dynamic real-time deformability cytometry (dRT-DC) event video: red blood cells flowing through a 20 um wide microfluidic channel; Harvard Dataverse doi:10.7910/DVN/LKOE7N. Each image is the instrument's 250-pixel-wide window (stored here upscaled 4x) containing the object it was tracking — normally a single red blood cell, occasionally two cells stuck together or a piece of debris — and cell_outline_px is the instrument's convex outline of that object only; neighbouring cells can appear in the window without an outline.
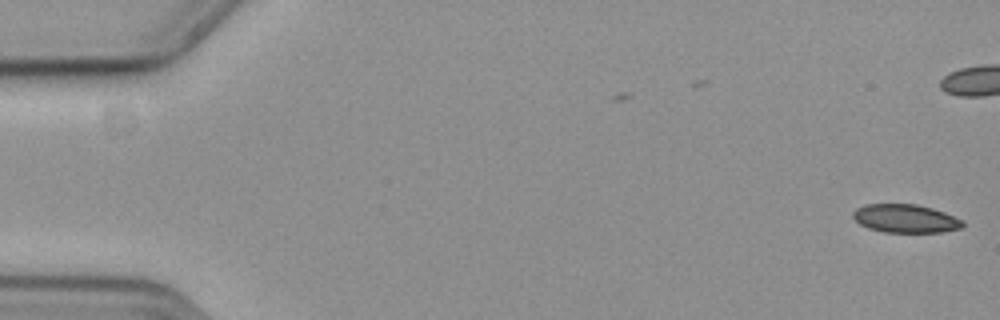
{"species": "common noctule bat (a hibernating species)", "species_latin": "Nyctalus noctula", "temperature_condition": "cold", "stored_images_in_passage": 46, "camera_frame_rate_fps": 3000, "um_per_image_px": 0.085, "animal": {"sex": "female", "body_mass_g": 19.3, "forearm_length_mm": 54.1}, "frame": {"image": 1, "passage_image": 1, "time_ms": 0.0, "image_size_px": [1000, 320], "cell_outline_px": [[964, 228], [940, 232], [884, 232], [868, 228], [860, 224], [852, 216], [852, 212], [856, 208], [864, 204], [916, 204], [932, 208], [944, 212], [964, 220]], "centroid_in_image_um": [76.98, 18.57], "position_along_channel_um": 8.0, "area_um2": 18.26}}
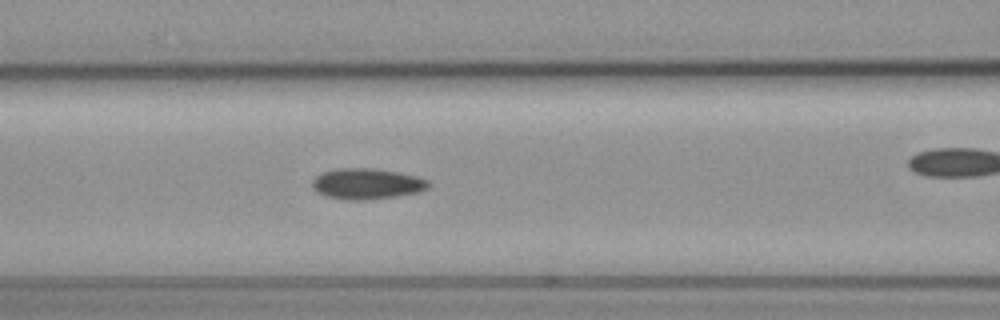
{"frame": {"image": 2, "passage_image": 24, "time_ms": 7.667, "image_size_px": [1000, 320], "cell_outline_px": [[428, 188], [420, 192], [396, 196], [364, 200], [344, 200], [328, 196], [316, 192], [312, 188], [312, 180], [320, 172], [336, 168], [376, 168], [416, 176], [428, 180]], "centroid_in_image_um": [31.14, 15.62], "position_along_channel_um": 135.5, "area_um2": 20.98}}
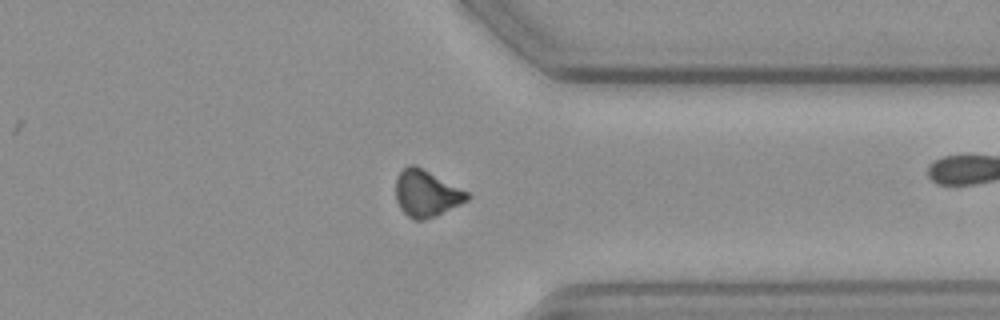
{"frame": {"image": 3, "passage_image": 44, "time_ms": 14.333, "image_size_px": [1000, 320], "cell_outline_px": [[472, 196], [468, 200], [436, 216], [424, 220], [412, 220], [400, 208], [396, 200], [396, 176], [408, 164], [416, 164], [468, 192]], "centroid_in_image_um": [36.23, 16.43], "position_along_channel_um": 375.2, "area_um2": 19.54}}